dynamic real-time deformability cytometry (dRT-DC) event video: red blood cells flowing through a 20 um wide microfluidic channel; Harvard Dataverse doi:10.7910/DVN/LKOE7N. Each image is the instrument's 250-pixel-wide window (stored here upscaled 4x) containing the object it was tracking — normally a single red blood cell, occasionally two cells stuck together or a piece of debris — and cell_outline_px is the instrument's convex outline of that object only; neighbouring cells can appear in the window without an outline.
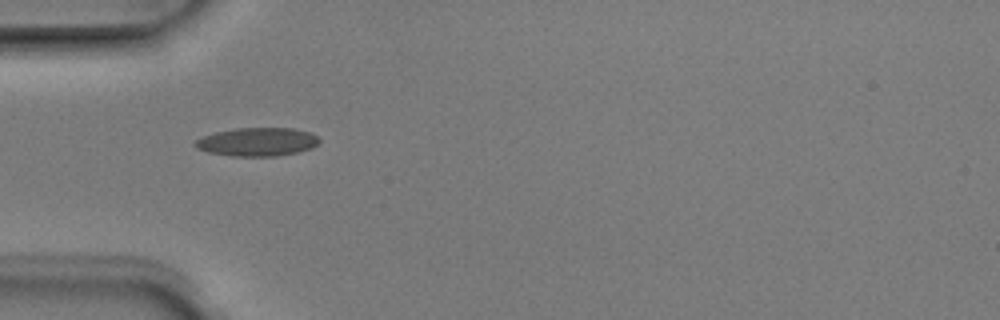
{"species": "Egyptian fruit bat (a non-hibernating species)", "species_latin": "Rousettus aegyptiacus", "temperature_condition": "room temperature", "stored_images_in_passage": 4, "camera_frame_rate_fps": 3000, "um_per_image_px": 0.085, "animal": {"sex": "male"}, "frame": {"image": 1, "passage_image": 1, "time_ms": 0.0, "image_size_px": [1000, 320], "cell_outline_px": [[320, 140], [312, 148], [296, 152], [276, 156], [232, 156], [208, 152], [196, 148], [192, 144], [196, 140], [204, 136], [216, 132], [236, 128], [292, 128], [312, 132]], "centroid_in_image_um": [21.86, 12.05], "position_along_channel_um": 63.1, "area_um2": 20.52}}
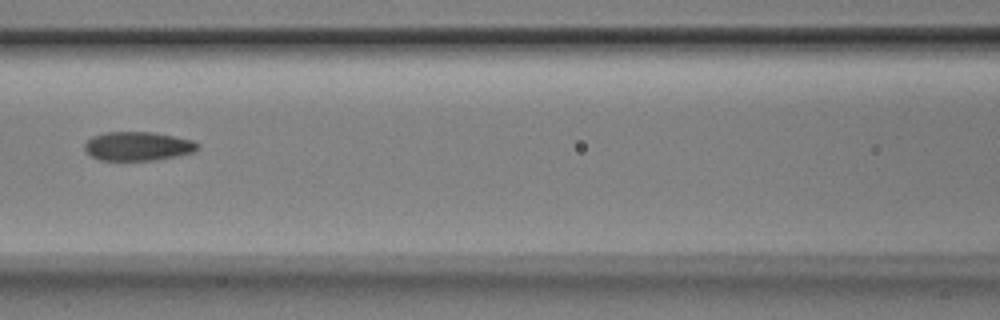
{"frame": {"image": 2, "passage_image": 3, "time_ms": 0.667, "image_size_px": [1000, 320], "cell_outline_px": [[200, 148], [192, 152], [176, 156], [152, 160], [100, 160], [92, 156], [84, 148], [84, 144], [92, 136], [104, 132], [152, 132], [192, 140], [200, 144]], "centroid_in_image_um": [11.71, 12.42], "position_along_channel_um": 154.9, "area_um2": 18.9}}
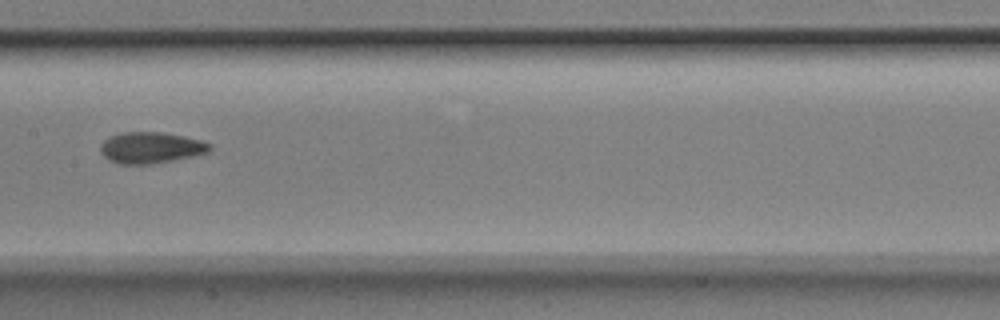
{"frame": {"image": 3, "passage_image": 4, "time_ms": 1.0, "image_size_px": [1000, 320], "cell_outline_px": [[212, 148], [208, 152], [192, 156], [152, 164], [116, 164], [108, 160], [100, 152], [100, 144], [108, 136], [124, 132], [160, 132], [184, 136], [200, 140], [212, 144]], "centroid_in_image_um": [12.78, 12.55], "position_along_channel_um": 194.6, "area_um2": 20.0}}